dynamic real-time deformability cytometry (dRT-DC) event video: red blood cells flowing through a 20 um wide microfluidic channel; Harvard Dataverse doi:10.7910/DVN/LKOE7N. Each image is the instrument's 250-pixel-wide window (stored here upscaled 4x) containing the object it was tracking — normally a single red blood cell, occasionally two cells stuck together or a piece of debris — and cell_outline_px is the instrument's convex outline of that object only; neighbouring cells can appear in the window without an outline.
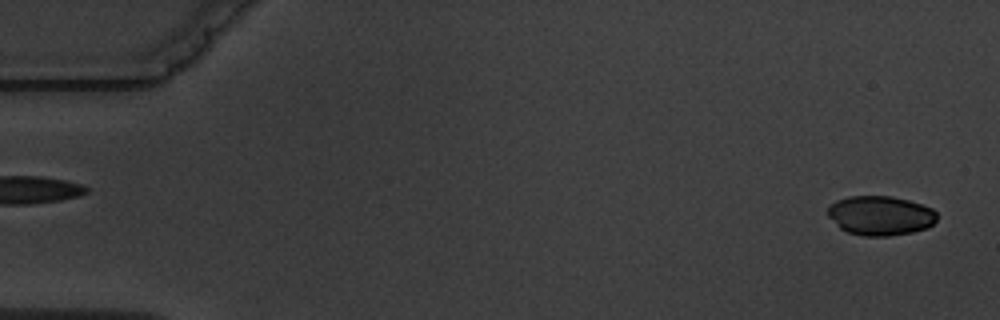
{"species": "common noctule bat (a hibernating species)", "species_latin": "Nyctalus noctula", "temperature_condition": "warm", "stored_images_in_passage": 6, "segment_of_instrument_passage": [2, 2], "camera_frame_rate_fps": 3000, "um_per_image_px": 0.085, "animal": {"sex": "male", "body_mass_g": 19.5, "forearm_length_mm": 54.6}, "frame": {"image": 1, "passage_image": 6, "time_ms": 6.333, "image_size_px": [1000, 320], "cell_outline_px": [[936, 220], [928, 228], [912, 232], [888, 236], [864, 236], [848, 232], [840, 228], [828, 216], [828, 208], [836, 200], [848, 196], [892, 196], [908, 200], [932, 208], [936, 212]], "centroid_in_image_um": [74.83, 18.32], "position_along_channel_um": 10.2, "area_um2": 25.03}}